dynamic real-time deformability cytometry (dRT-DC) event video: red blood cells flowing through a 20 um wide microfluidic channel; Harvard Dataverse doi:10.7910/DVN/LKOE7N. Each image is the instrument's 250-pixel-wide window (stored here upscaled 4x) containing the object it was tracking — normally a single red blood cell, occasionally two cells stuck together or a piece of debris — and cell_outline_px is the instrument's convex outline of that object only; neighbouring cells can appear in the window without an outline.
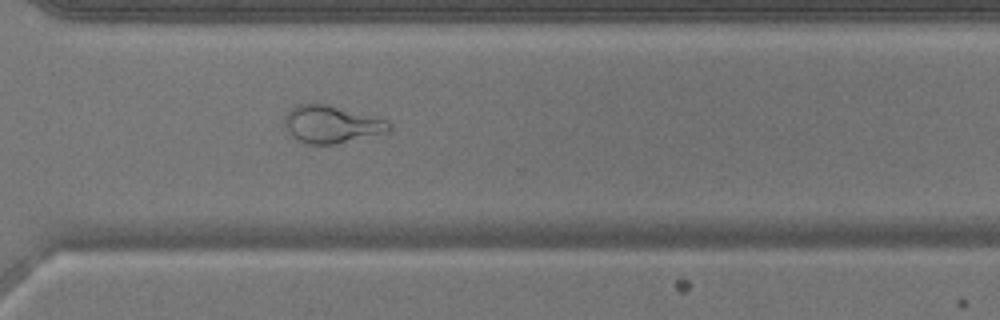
{"species": "common noctule bat (a hibernating species)", "species_latin": "Nyctalus noctula", "temperature_condition": "warm", "stored_images_in_passage": 44, "camera_frame_rate_fps": 3000, "um_per_image_px": 0.085, "animal": {"sex": "male", "body_mass_g": 17.9}, "frame": {"image": 1, "passage_image": 31, "time_ms": 10.0, "image_size_px": [1000, 320], "cell_outline_px": [[392, 128], [380, 132], [332, 144], [308, 144], [292, 136], [284, 124], [284, 116], [296, 104], [312, 100], [328, 104], [388, 120], [392, 124]], "centroid_in_image_um": [28.09, 10.49], "position_along_channel_um": 342.5, "area_um2": 22.6}}
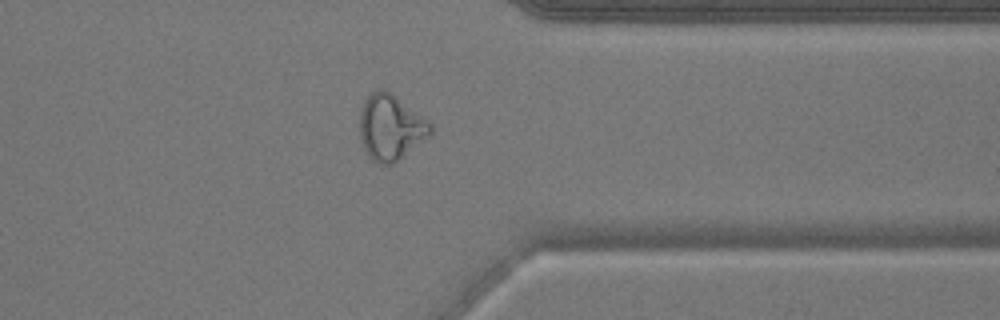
{"frame": {"image": 2, "passage_image": 34, "time_ms": 11.0, "image_size_px": [1000, 320], "cell_outline_px": [[432, 132], [428, 136], [392, 164], [380, 164], [372, 160], [364, 148], [360, 136], [360, 108], [368, 96], [376, 88], [380, 88], [388, 92], [432, 124]], "centroid_in_image_um": [33.16, 10.83], "position_along_channel_um": 378.2, "area_um2": 26.18}}
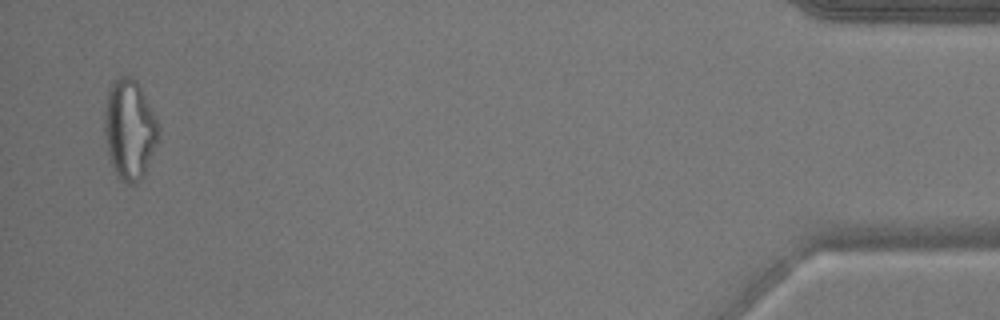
{"frame": {"image": 3, "passage_image": 43, "time_ms": 14.0, "image_size_px": [1000, 320], "cell_outline_px": [[156, 140], [144, 176], [136, 184], [128, 184], [120, 180], [112, 164], [108, 152], [104, 132], [104, 112], [108, 92], [112, 84], [120, 76], [132, 76], [136, 80], [156, 116]], "centroid_in_image_um": [10.98, 11.0], "position_along_channel_um": 424.2, "area_um2": 30.75}}